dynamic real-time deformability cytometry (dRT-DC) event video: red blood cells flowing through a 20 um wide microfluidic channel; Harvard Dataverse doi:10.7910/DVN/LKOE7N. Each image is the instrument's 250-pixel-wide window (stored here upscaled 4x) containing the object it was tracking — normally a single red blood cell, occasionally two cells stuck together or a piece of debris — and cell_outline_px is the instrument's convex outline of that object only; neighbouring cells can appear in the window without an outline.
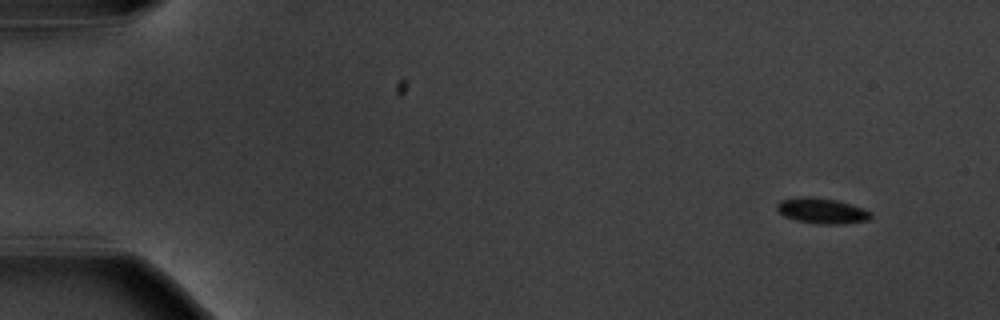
{"species": "common noctule bat (a hibernating species)", "species_latin": "Nyctalus noctula", "temperature_condition": "warm", "stored_images_in_passage": 53, "camera_frame_rate_fps": 3000, "um_per_image_px": 0.085, "animal": {"sex": "male", "body_mass_g": 20.1, "forearm_length_mm": 53.5}, "frame": {"image": 1, "passage_image": 1, "time_ms": 0.0, "image_size_px": [1000, 320], "cell_outline_px": [[872, 216], [868, 220], [844, 224], [820, 224], [796, 220], [784, 216], [776, 208], [776, 204], [780, 200], [796, 196], [812, 196], [836, 200], [872, 212]], "centroid_in_image_um": [69.82, 17.91], "position_along_channel_um": 15.2, "area_um2": 13.99}}
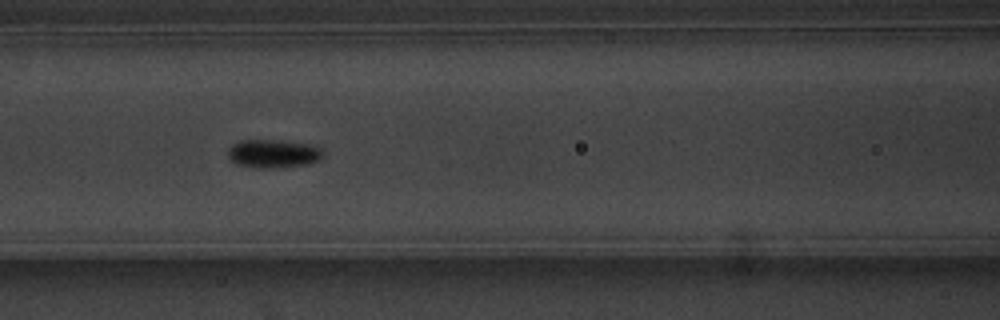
{"frame": {"image": 2, "passage_image": 22, "time_ms": 7.0, "image_size_px": [1000, 320], "cell_outline_px": [[324, 156], [320, 160], [308, 164], [272, 168], [256, 168], [236, 164], [228, 156], [228, 148], [232, 144], [240, 140], [268, 140], [308, 144], [320, 148], [324, 152]], "centroid_in_image_um": [23.22, 13.07], "position_along_channel_um": 143.4, "area_um2": 15.66}}
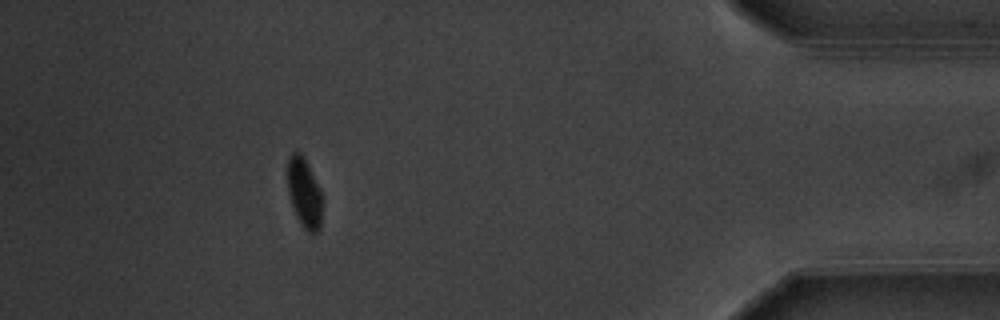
{"frame": {"image": 3, "passage_image": 48, "time_ms": 15.667, "image_size_px": [1000, 320], "cell_outline_px": [[320, 228], [316, 232], [308, 232], [300, 224], [296, 216], [288, 192], [288, 156], [292, 152], [300, 152], [304, 156], [320, 192]], "centroid_in_image_um": [25.82, 16.37], "position_along_channel_um": 409.4, "area_um2": 13.58}, "authors_computed_cell_mechanics": {"area_um2": 14.0454, "velocity_mm_per_s": 3.6198, "shape_relaxation_time_tau1_ms": 8.9145, "shape_relaxation_time_tau2_ms": null, "deformation_change_tau1": 0.3042, "deformation_change_tau2": null}}